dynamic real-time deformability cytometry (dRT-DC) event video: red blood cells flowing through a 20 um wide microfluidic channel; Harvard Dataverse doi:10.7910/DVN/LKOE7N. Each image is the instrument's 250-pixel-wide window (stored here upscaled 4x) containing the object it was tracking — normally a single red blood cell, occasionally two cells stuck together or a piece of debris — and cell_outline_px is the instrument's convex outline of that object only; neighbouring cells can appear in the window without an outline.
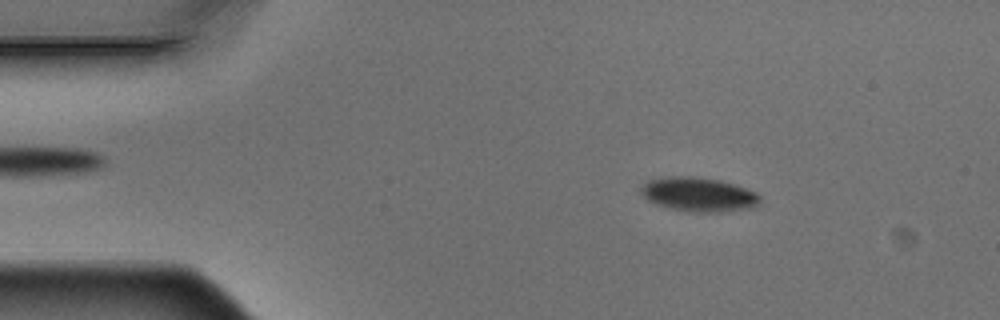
{"species": "Egyptian fruit bat (a non-hibernating species)", "species_latin": "Rousettus aegyptiacus", "temperature_condition": "warm", "stored_images_in_passage": 3, "camera_frame_rate_fps": 3000, "um_per_image_px": 0.085, "animal": {"sex": "male"}, "frame": {"image": 1, "passage_image": 2, "time_ms": 0.333, "image_size_px": [1000, 320], "cell_outline_px": [[760, 204], [756, 208], [720, 212], [688, 212], [656, 204], [648, 200], [640, 192], [640, 188], [648, 180], [664, 176], [696, 176], [720, 180], [756, 192], [760, 196]], "centroid_in_image_um": [59.4, 16.53], "position_along_channel_um": 25.6, "area_um2": 23.93}}